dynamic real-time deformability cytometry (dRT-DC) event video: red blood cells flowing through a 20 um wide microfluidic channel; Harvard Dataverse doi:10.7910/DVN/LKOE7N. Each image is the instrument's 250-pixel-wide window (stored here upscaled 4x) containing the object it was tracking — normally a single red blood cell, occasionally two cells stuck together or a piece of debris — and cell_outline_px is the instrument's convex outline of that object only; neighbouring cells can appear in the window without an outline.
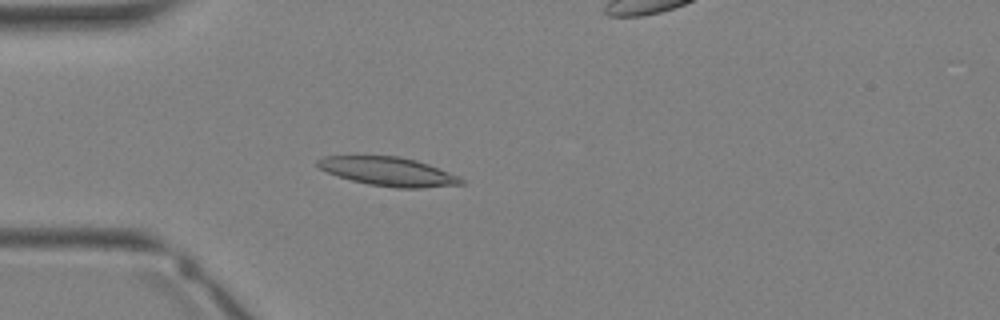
{"species": "Egyptian fruit bat (a non-hibernating species)", "species_latin": "Rousettus aegyptiacus", "temperature_condition": "warm", "stored_images_in_passage": 6, "camera_frame_rate_fps": 3000, "um_per_image_px": 0.085, "animal": {"sex": "female"}, "frame": {"image": 1, "passage_image": 2, "time_ms": 0.333, "image_size_px": [1000, 320], "cell_outline_px": [[464, 184], [424, 188], [396, 188], [368, 184], [352, 180], [328, 172], [320, 168], [316, 164], [316, 160], [324, 156], [400, 156], [416, 160], [428, 164], [460, 176], [464, 180]], "centroid_in_image_um": [33.05, 14.58], "position_along_channel_um": 52.0, "area_um2": 24.04}}
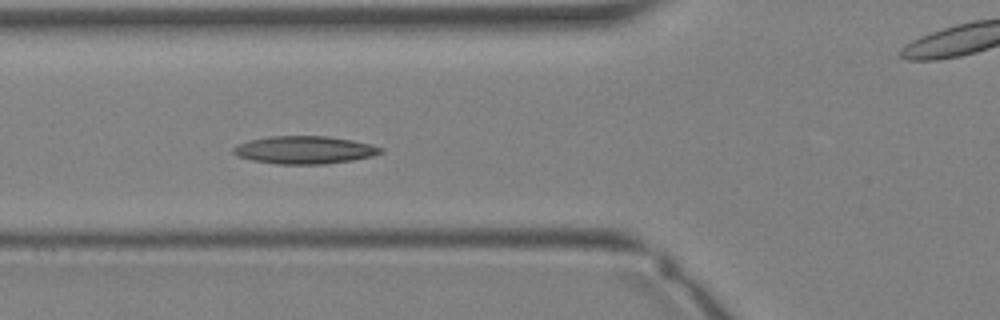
{"frame": {"image": 2, "passage_image": 5, "time_ms": 1.333, "image_size_px": [1000, 320], "cell_outline_px": [[384, 152], [372, 156], [352, 160], [324, 164], [276, 164], [252, 160], [236, 156], [232, 152], [232, 148], [248, 140], [268, 136], [328, 136], [352, 140], [384, 148]], "centroid_in_image_um": [25.86, 12.74], "position_along_channel_um": 99.9, "area_um2": 23.87}}